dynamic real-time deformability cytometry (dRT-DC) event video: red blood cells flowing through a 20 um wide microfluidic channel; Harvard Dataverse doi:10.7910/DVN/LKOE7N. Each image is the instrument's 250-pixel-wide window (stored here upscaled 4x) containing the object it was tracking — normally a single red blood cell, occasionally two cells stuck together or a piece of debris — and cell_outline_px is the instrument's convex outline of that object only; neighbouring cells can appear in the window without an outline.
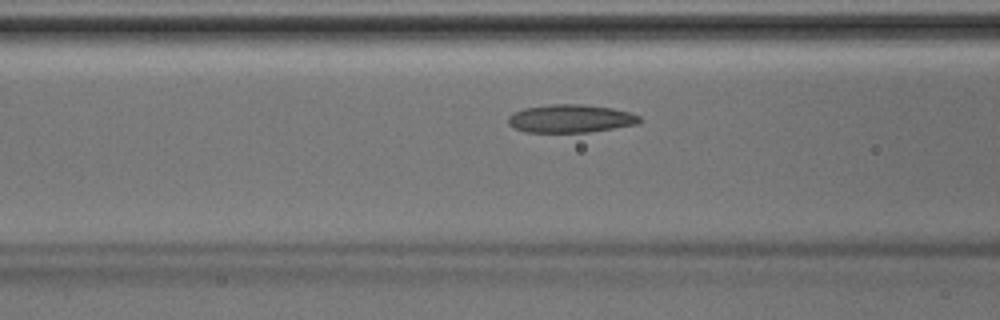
{"species": "Egyptian fruit bat (a non-hibernating species)", "species_latin": "Rousettus aegyptiacus", "temperature_condition": "room temperature", "stored_images_in_passage": 42, "camera_frame_rate_fps": 3000, "um_per_image_px": 0.085, "animal": {"sex": "male"}, "frame": {"image": 1, "passage_image": 15, "time_ms": 4.667, "image_size_px": [1000, 320], "cell_outline_px": [[644, 120], [636, 124], [588, 132], [524, 132], [512, 128], [508, 124], [508, 116], [512, 112], [524, 108], [548, 104], [580, 104], [612, 108], [632, 112], [640, 116]], "centroid_in_image_um": [48.47, 10.07], "position_along_channel_um": 118.1, "area_um2": 21.73}}
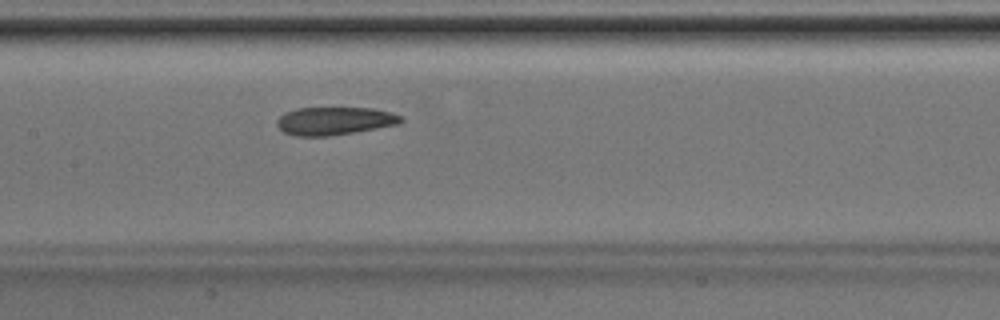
{"frame": {"image": 2, "passage_image": 19, "time_ms": 6.0, "image_size_px": [1000, 320], "cell_outline_px": [[404, 120], [400, 124], [332, 136], [292, 136], [284, 132], [276, 124], [276, 120], [284, 112], [296, 108], [372, 108], [392, 112], [400, 116]], "centroid_in_image_um": [28.42, 10.28], "position_along_channel_um": 179.0, "area_um2": 20.4}}
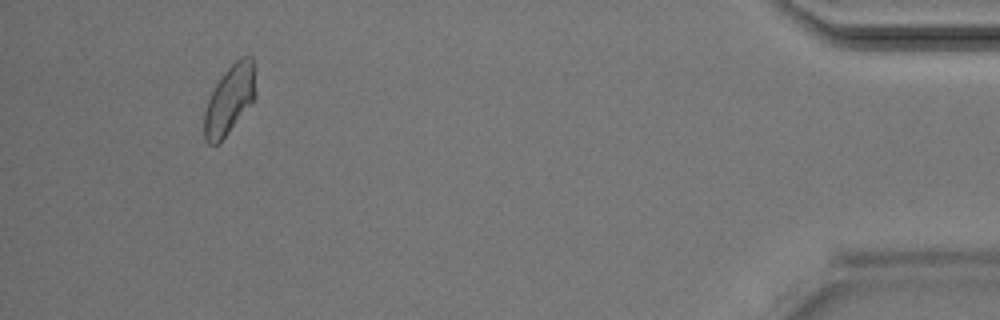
{"frame": {"image": 3, "passage_image": 39, "time_ms": 12.667, "image_size_px": [1000, 320], "cell_outline_px": [[256, 92], [252, 100], [228, 132], [216, 144], [208, 144], [204, 140], [204, 112], [208, 100], [216, 84], [224, 72], [240, 56], [252, 56]], "centroid_in_image_um": [19.49, 8.44], "position_along_channel_um": 415.7, "area_um2": 20.0}}